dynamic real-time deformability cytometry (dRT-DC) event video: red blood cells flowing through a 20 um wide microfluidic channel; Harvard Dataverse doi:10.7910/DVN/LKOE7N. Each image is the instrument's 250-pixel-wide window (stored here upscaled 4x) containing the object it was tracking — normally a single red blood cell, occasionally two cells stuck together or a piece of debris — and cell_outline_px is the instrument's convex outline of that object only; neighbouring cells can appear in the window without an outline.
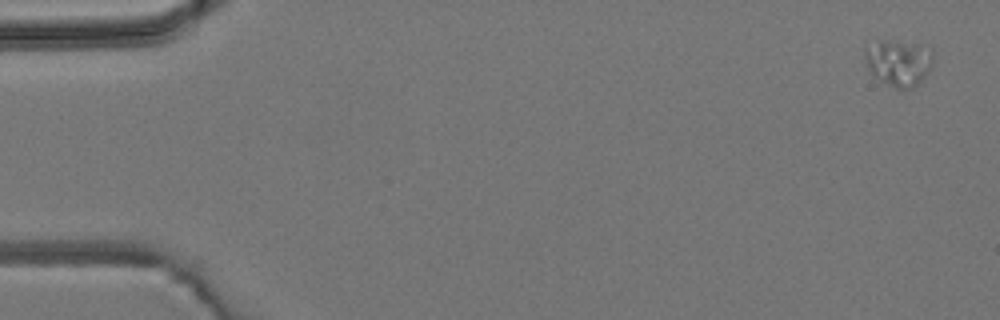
{"species": "common noctule bat (a hibernating species)", "species_latin": "Nyctalus noctula", "temperature_condition": "room temperature", "stored_images_in_passage": 6, "camera_frame_rate_fps": 3000, "um_per_image_px": 0.085, "animal": {"sex": "male", "body_mass_g": 19.2, "forearm_length_mm": 51.8}, "frame": {"image": 1, "passage_image": 1, "time_ms": 0.0, "image_size_px": [1000, 320], "cell_outline_px": [[932, 64], [920, 84], [912, 88], [896, 88], [880, 80], [868, 68], [864, 52], [864, 48], [880, 40], [896, 40], [920, 44], [932, 48]], "centroid_in_image_um": [76.41, 5.3], "position_along_channel_um": 8.6, "area_um2": 18.44}}
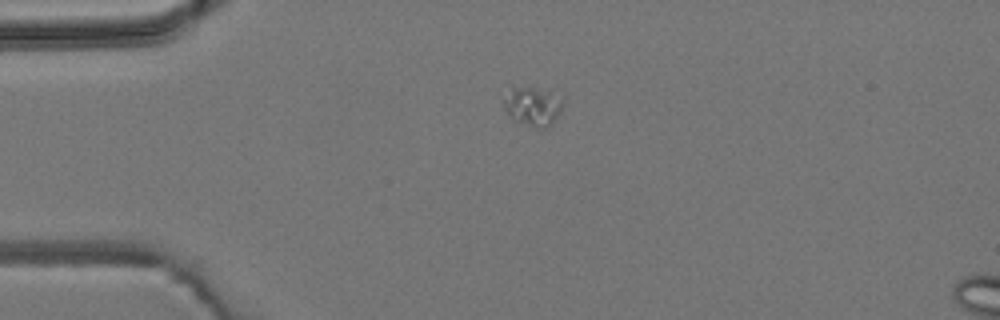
{"frame": {"image": 2, "passage_image": 4, "time_ms": 3.667, "image_size_px": [1000, 320], "cell_outline_px": [[564, 104], [560, 112], [552, 124], [544, 132], [512, 120], [504, 108], [504, 100], [512, 88], [552, 88], [564, 96]], "centroid_in_image_um": [45.4, 9.06], "position_along_channel_um": 39.6, "area_um2": 14.22}}